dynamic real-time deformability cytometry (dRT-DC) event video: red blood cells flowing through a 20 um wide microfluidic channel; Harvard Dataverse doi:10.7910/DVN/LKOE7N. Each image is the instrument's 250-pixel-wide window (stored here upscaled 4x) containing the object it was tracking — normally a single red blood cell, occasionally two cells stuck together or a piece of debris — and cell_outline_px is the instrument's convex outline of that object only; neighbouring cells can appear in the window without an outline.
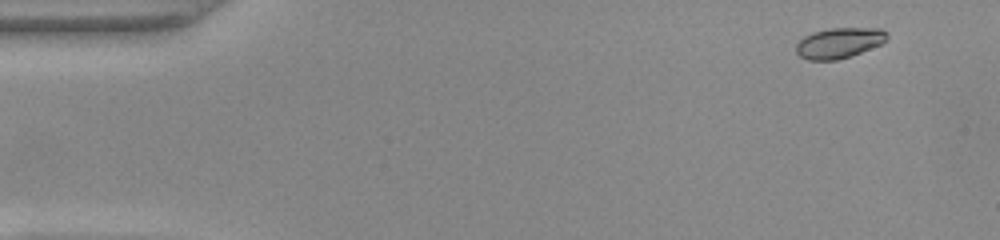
{"species": "common noctule bat (a hibernating species)", "species_latin": "Nyctalus noctula", "temperature_condition": "warm", "stored_images_in_passage": 50, "camera_frame_rate_fps": 3000, "um_per_image_px": 0.085, "animal": {"sex": "female", "body_mass_g": 22.0, "forearm_length_mm": 56.7}, "frame": {"image": 1, "passage_image": 3, "time_ms": 0.667, "image_size_px": [1000, 240], "cell_outline_px": [[888, 40], [880, 44], [852, 56], [836, 60], [808, 60], [800, 56], [796, 52], [796, 44], [804, 36], [812, 32], [832, 28], [880, 28], [888, 32]], "centroid_in_image_um": [71.34, 3.64], "position_along_channel_um": 13.7, "area_um2": 16.24}}
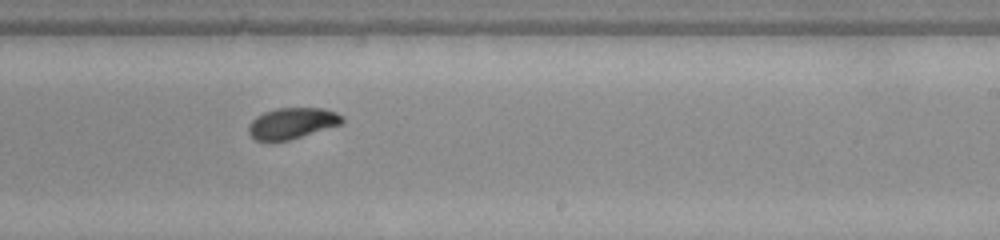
{"frame": {"image": 2, "passage_image": 30, "time_ms": 9.667, "image_size_px": [1000, 240], "cell_outline_px": [[344, 124], [288, 140], [268, 144], [256, 140], [248, 132], [248, 124], [256, 116], [264, 112], [276, 108], [324, 108], [336, 112], [344, 116]], "centroid_in_image_um": [24.82, 10.5], "position_along_channel_um": 264.2, "area_um2": 17.46}}
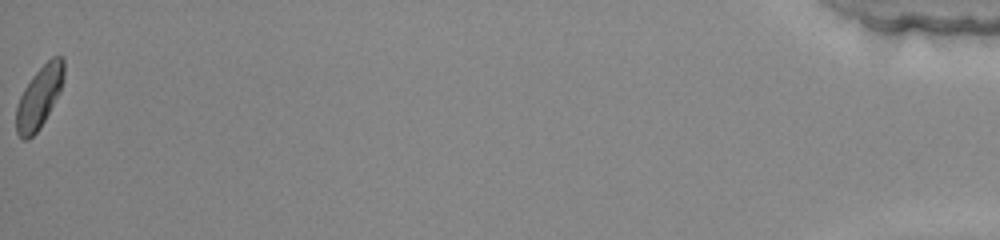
{"frame": {"image": 3, "passage_image": 50, "time_ms": 16.333, "image_size_px": [1000, 240], "cell_outline_px": [[64, 76], [60, 92], [40, 128], [28, 140], [24, 140], [16, 132], [16, 108], [20, 96], [24, 88], [32, 76], [52, 56], [64, 56]], "centroid_in_image_um": [3.34, 8.25], "position_along_channel_um": 431.9, "area_um2": 17.11}, "authors_computed_cell_mechanics": {"area_um2": 16.8776, "velocity_mm_per_s": 4.0724, "shape_relaxation_time_tau1_ms": 3.0303, "shape_relaxation_time_tau2_ms": 3.2819, "deformation_change_tau1": 0.1137, "deformation_change_tau2": 0.0585}}